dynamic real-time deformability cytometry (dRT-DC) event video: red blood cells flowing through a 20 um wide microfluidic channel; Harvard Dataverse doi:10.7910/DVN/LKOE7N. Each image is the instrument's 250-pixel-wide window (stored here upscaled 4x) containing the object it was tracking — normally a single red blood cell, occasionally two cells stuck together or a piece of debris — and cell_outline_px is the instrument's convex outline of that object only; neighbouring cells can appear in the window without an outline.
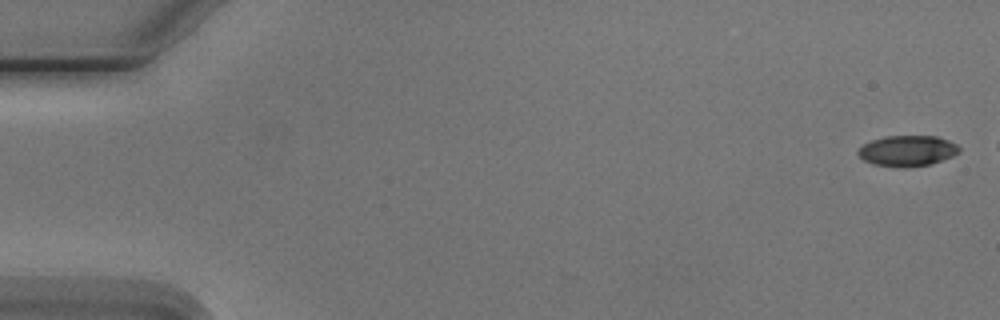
{"species": "Egyptian fruit bat (a non-hibernating species)", "species_latin": "Rousettus aegyptiacus", "temperature_condition": "cold", "stored_images_in_passage": 9, "camera_frame_rate_fps": 3000, "um_per_image_px": 0.085, "animal": {"sex": "male"}, "frame": {"image": 1, "passage_image": 1, "time_ms": 0.0, "image_size_px": [1000, 320], "cell_outline_px": [[960, 152], [952, 156], [928, 164], [904, 168], [872, 164], [864, 160], [856, 152], [864, 144], [872, 140], [884, 136], [936, 136], [948, 140], [956, 144], [960, 148]], "centroid_in_image_um": [77.11, 12.81], "position_along_channel_um": 7.9, "area_um2": 17.98}}
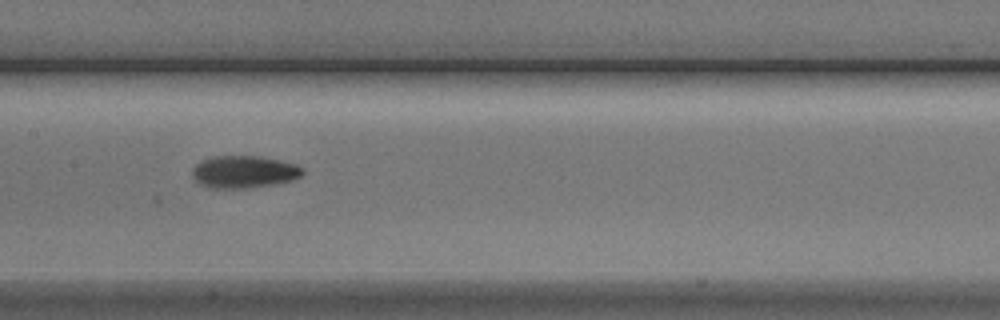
{"frame": {"image": 2, "passage_image": 8, "time_ms": 8.667, "image_size_px": [1000, 320], "cell_outline_px": [[304, 172], [300, 176], [292, 180], [280, 184], [248, 188], [208, 188], [200, 184], [192, 176], [192, 168], [200, 160], [212, 156], [260, 156], [280, 160], [296, 164], [304, 168]], "centroid_in_image_um": [20.74, 14.61], "position_along_channel_um": 186.7, "area_um2": 21.15}}
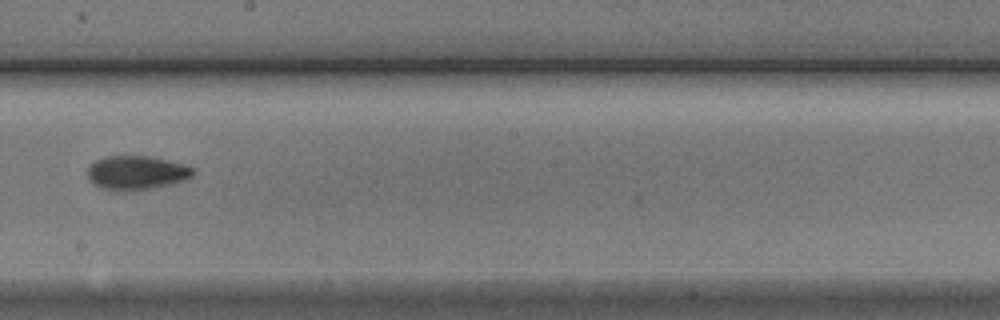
{"frame": {"image": 3, "passage_image": 9, "time_ms": 10.0, "image_size_px": [1000, 320], "cell_outline_px": [[192, 176], [184, 180], [152, 188], [124, 192], [116, 192], [100, 188], [92, 184], [88, 180], [88, 168], [96, 160], [108, 156], [148, 156], [180, 164], [192, 168]], "centroid_in_image_um": [11.5, 14.71], "position_along_channel_um": 236.7, "area_um2": 20.69}}